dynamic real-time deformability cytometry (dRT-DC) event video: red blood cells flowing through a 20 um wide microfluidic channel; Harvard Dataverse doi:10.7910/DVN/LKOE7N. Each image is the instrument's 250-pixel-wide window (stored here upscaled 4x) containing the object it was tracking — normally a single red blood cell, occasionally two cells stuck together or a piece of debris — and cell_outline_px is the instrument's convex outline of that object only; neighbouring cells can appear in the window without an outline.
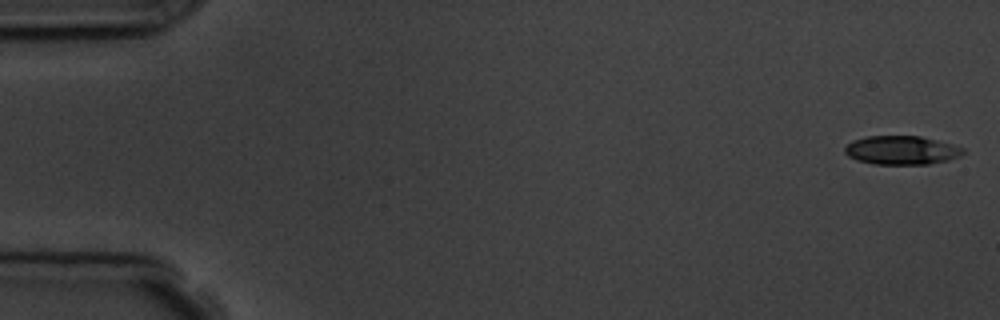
{"species": "common noctule bat (a hibernating species)", "species_latin": "Nyctalus noctula", "temperature_condition": "room temperature", "stored_images_in_passage": 5, "camera_frame_rate_fps": 3000, "um_per_image_px": 0.085, "animal": {"sex": "male", "body_mass_g": 19.5, "forearm_length_mm": 54.6}, "frame": {"image": 1, "passage_image": 1, "time_ms": 0.0, "image_size_px": [1000, 320], "cell_outline_px": [[964, 152], [960, 156], [948, 160], [928, 164], [872, 164], [856, 160], [848, 156], [844, 152], [844, 148], [852, 140], [868, 136], [920, 136], [952, 144], [964, 148]], "centroid_in_image_um": [76.61, 12.77], "position_along_channel_um": 8.4, "area_um2": 19.83}}
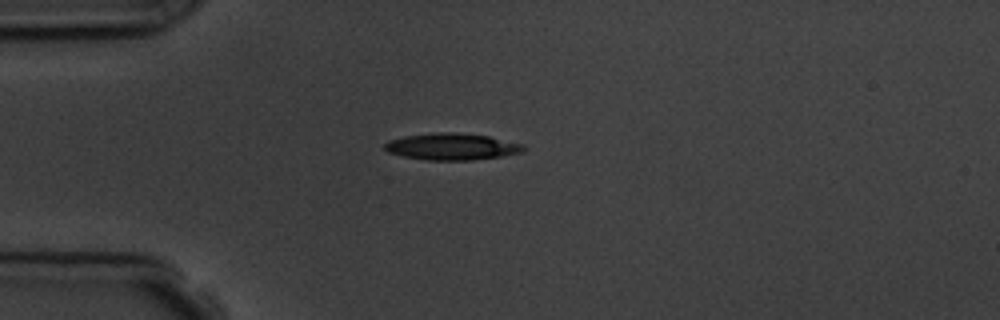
{"frame": {"image": 2, "passage_image": 5, "time_ms": 4.333, "image_size_px": [1000, 320], "cell_outline_px": [[524, 152], [500, 156], [472, 160], [428, 160], [404, 156], [388, 152], [384, 148], [384, 144], [388, 140], [404, 136], [436, 132], [456, 132], [488, 136], [524, 144]], "centroid_in_image_um": [38.4, 12.45], "position_along_channel_um": 46.6, "area_um2": 21.56}}